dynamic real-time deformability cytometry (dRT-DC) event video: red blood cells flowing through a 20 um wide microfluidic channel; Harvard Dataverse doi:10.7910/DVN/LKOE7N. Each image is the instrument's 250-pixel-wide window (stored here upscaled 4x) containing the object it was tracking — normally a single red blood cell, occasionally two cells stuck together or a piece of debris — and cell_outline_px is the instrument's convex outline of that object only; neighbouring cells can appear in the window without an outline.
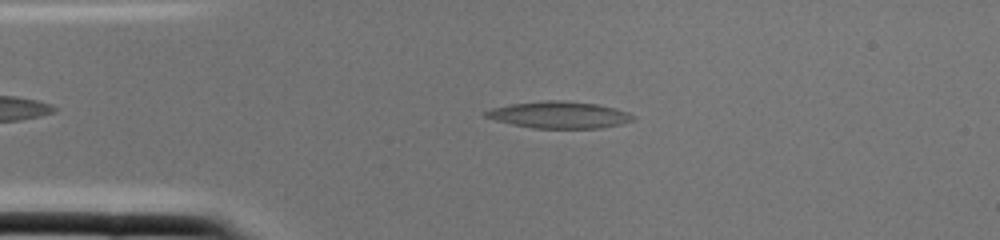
{"species": "common noctule bat (a hibernating species)", "species_latin": "Nyctalus noctula", "temperature_condition": "cold", "stored_images_in_passage": 2, "camera_frame_rate_fps": 3000, "um_per_image_px": 0.085, "animal": {"sex": "female", "body_mass_g": 22.0, "forearm_length_mm": 56.7}, "frame": {"image": 1, "passage_image": 2, "time_ms": 0.333, "image_size_px": [1000, 240], "cell_outline_px": [[636, 116], [632, 120], [620, 124], [600, 128], [532, 128], [512, 124], [496, 120], [484, 116], [484, 112], [492, 108], [512, 104], [548, 100], [560, 100], [596, 104], [616, 108], [628, 112]], "centroid_in_image_um": [47.55, 9.76], "position_along_channel_um": 37.4, "area_um2": 22.77}}